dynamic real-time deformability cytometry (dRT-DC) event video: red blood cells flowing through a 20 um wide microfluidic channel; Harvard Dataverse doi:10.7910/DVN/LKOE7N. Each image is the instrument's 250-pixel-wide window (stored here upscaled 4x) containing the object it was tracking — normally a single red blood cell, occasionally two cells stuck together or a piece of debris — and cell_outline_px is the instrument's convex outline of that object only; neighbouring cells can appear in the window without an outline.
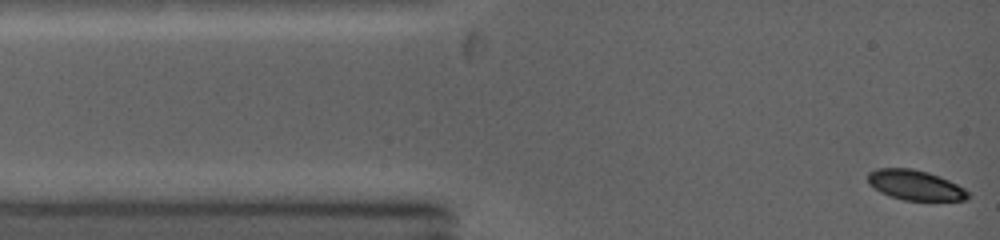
{"species": "common noctule bat (a hibernating species)", "species_latin": "Nyctalus noctula", "temperature_condition": "warm", "stored_images_in_passage": 33, "camera_frame_rate_fps": 5000, "um_per_image_px": 0.085, "animal": {"sex": "female", "body_mass_g": 19.0, "forearm_length_mm": 53.3}, "frame": {"image": 1, "passage_image": 1, "time_ms": 0.0, "image_size_px": [1000, 240], "cell_outline_px": [[968, 200], [904, 200], [888, 196], [880, 192], [868, 184], [868, 172], [876, 168], [912, 168], [928, 172], [940, 176], [964, 188], [968, 192]], "centroid_in_image_um": [77.75, 15.73], "position_along_channel_um": 7.2, "area_um2": 17.57}}
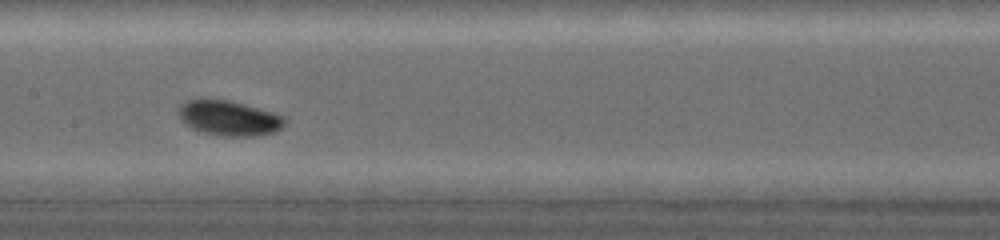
{"frame": {"image": 2, "passage_image": 17, "time_ms": 5.6, "image_size_px": [1000, 240], "cell_outline_px": [[288, 120], [280, 128], [272, 132], [252, 136], [220, 136], [200, 132], [184, 124], [180, 120], [180, 108], [188, 100], [224, 100], [256, 108], [280, 116]], "centroid_in_image_um": [19.43, 10.08], "position_along_channel_um": 188.0, "area_um2": 20.87}}
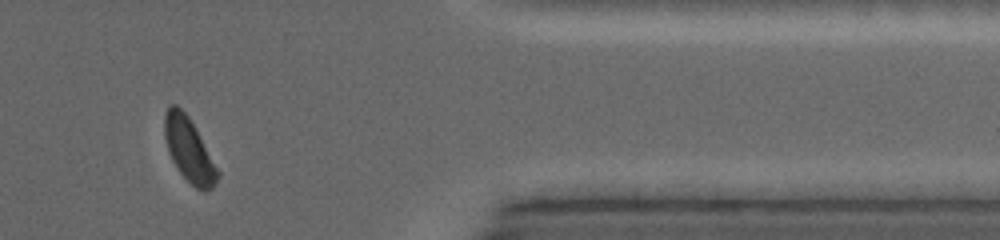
{"frame": {"image": 3, "passage_image": 30, "time_ms": 11.0, "image_size_px": [1000, 240], "cell_outline_px": [[220, 176], [216, 184], [212, 188], [204, 192], [196, 188], [180, 172], [172, 160], [168, 152], [164, 136], [164, 116], [168, 104], [176, 104], [188, 116], [220, 172]], "centroid_in_image_um": [16.06, 12.74], "position_along_channel_um": 395.3, "area_um2": 19.59}, "authors_computed_cell_mechanics": {"area_um2": 19.941, "velocity_mm_per_s": 4.253, "shape_relaxation_time_tau1_ms": 3.6663, "shape_relaxation_time_tau2_ms": null, "deformation_change_tau1": 0.1307, "deformation_change_tau2": null}}